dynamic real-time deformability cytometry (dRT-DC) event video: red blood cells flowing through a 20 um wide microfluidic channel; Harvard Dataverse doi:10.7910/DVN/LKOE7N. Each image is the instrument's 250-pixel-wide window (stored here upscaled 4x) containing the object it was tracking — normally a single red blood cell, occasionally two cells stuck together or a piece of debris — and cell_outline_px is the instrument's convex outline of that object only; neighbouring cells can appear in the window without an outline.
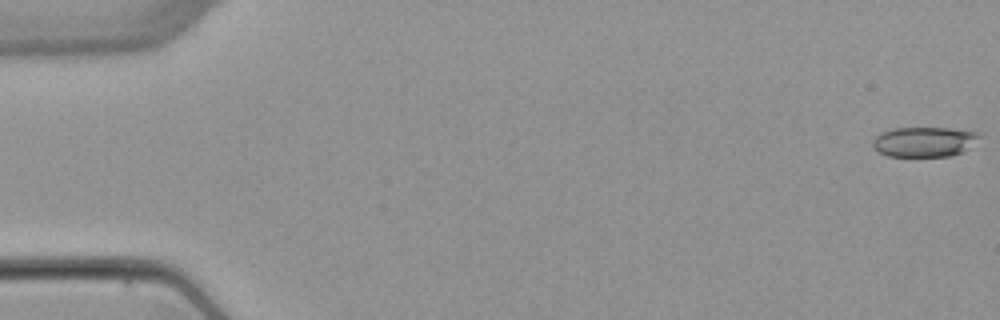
{"species": "common noctule bat (a hibernating species)", "species_latin": "Nyctalus noctula", "temperature_condition": "warm", "stored_images_in_passage": 5, "camera_frame_rate_fps": 3000, "um_per_image_px": 0.085, "animal": {"sex": "female", "body_mass_g": 22.7, "forearm_length_mm": 54.2}, "frame": {"image": 1, "passage_image": 1, "time_ms": 0.0, "image_size_px": [1000, 320], "cell_outline_px": [[980, 136], [964, 152], [952, 156], [888, 156], [872, 148], [872, 140], [880, 132], [892, 128], [972, 128], [980, 132]], "centroid_in_image_um": [78.6, 12.03], "position_along_channel_um": 6.4, "area_um2": 19.07}}
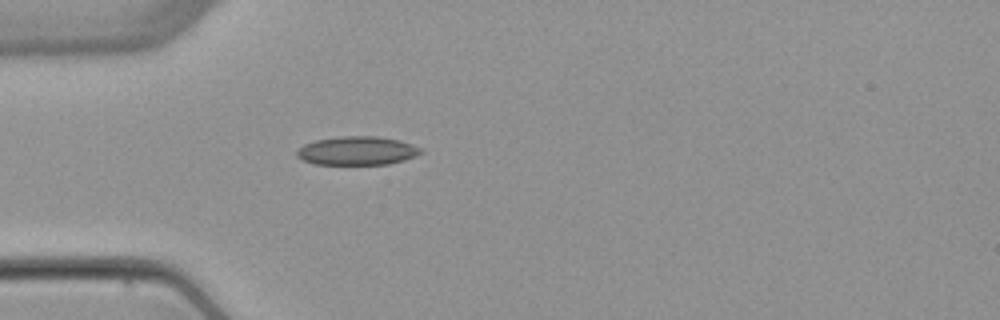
{"frame": {"image": 2, "passage_image": 5, "time_ms": 5.0, "image_size_px": [1000, 320], "cell_outline_px": [[424, 152], [416, 156], [404, 160], [388, 164], [316, 164], [304, 160], [296, 156], [296, 152], [304, 144], [316, 140], [340, 136], [376, 136], [400, 140], [424, 148]], "centroid_in_image_um": [30.41, 12.81], "position_along_channel_um": 54.6, "area_um2": 20.75}}